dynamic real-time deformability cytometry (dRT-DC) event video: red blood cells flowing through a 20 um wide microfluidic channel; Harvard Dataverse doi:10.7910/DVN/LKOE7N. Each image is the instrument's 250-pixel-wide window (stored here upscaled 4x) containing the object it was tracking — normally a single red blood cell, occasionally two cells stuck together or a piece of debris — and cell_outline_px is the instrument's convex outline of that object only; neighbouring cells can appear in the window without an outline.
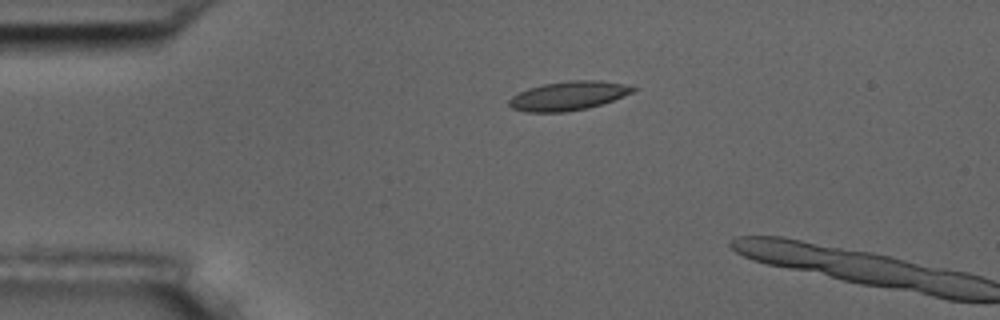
{"species": "common noctule bat (a hibernating species)", "species_latin": "Nyctalus noctula", "temperature_condition": "room temperature", "stored_images_in_passage": 3, "camera_frame_rate_fps": 3000, "um_per_image_px": 0.085, "animal": {"sex": "male", "body_mass_g": 17.5, "forearm_length_mm": 52.3}, "frame": {"image": 1, "passage_image": 1, "time_ms": 0.0, "image_size_px": [1000, 320], "cell_outline_px": [[636, 88], [632, 92], [612, 100], [588, 108], [564, 112], [524, 112], [512, 108], [508, 104], [508, 100], [512, 96], [528, 88], [544, 84], [568, 80], [600, 80], [624, 84]], "centroid_in_image_um": [48.26, 8.14], "position_along_channel_um": 36.7, "area_um2": 20.75}}